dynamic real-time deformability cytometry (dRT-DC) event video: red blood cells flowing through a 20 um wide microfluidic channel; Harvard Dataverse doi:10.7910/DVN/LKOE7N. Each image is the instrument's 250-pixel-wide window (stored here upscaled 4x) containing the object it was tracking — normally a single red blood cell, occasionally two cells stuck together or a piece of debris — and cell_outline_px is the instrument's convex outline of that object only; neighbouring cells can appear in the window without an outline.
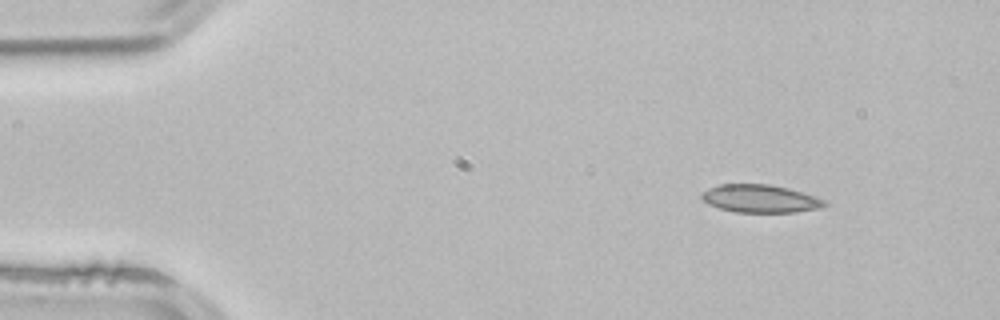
{"species": "common noctule bat (a hibernating species)", "species_latin": "Nyctalus noctula", "temperature_condition": "room temperature", "stored_images_in_passage": 3, "camera_frame_rate_fps": 3000, "um_per_image_px": 0.085, "animal": {"sex": "male", "body_mass_g": 21.5, "forearm_length_mm": 52.0}, "frame": {"image": 1, "passage_image": 1, "time_ms": 0.0, "image_size_px": [1000, 320], "cell_outline_px": [[828, 204], [820, 208], [796, 212], [736, 212], [720, 208], [708, 204], [700, 196], [700, 192], [708, 188], [720, 184], [768, 184], [788, 188], [824, 200]], "centroid_in_image_um": [64.57, 16.88], "position_along_channel_um": 20.4, "area_um2": 19.83}}
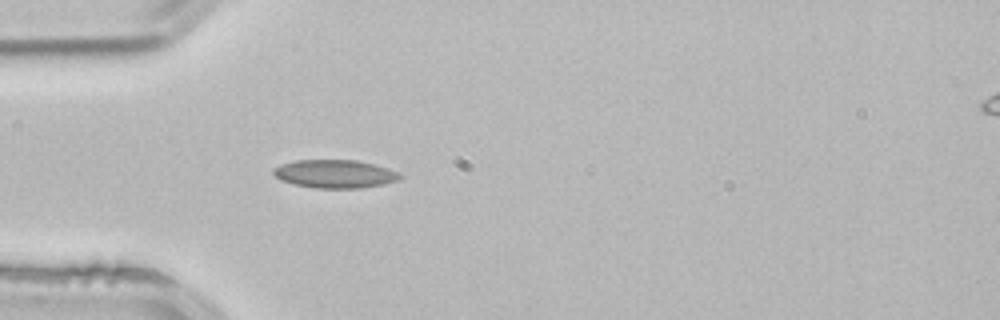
{"frame": {"image": 2, "passage_image": 3, "time_ms": 0.667, "image_size_px": [1000, 320], "cell_outline_px": [[404, 176], [400, 180], [384, 184], [360, 188], [316, 188], [292, 184], [280, 180], [272, 172], [272, 168], [280, 164], [296, 160], [356, 160], [388, 168]], "centroid_in_image_um": [28.45, 14.78], "position_along_channel_um": 56.6, "area_um2": 20.92}}